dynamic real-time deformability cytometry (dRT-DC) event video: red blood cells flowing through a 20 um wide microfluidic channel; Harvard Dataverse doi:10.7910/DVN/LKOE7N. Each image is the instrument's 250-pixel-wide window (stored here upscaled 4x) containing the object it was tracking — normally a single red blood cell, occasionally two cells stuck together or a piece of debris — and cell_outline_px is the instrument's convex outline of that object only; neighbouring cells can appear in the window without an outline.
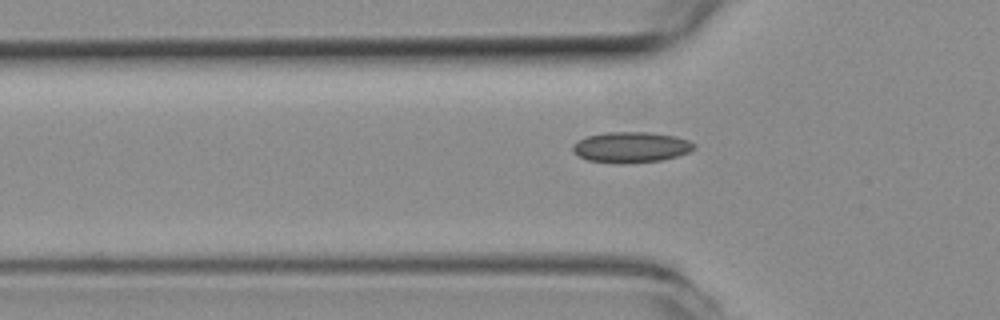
{"species": "common noctule bat (a hibernating species)", "species_latin": "Nyctalus noctula", "temperature_condition": "room temperature", "stored_images_in_passage": 27, "camera_frame_rate_fps": 3000, "um_per_image_px": 0.085, "animal": {"sex": "female", "body_mass_g": 19.3, "forearm_length_mm": 54.1}, "frame": {"image": 1, "passage_image": 5, "time_ms": 1.333, "image_size_px": [1000, 320], "cell_outline_px": [[696, 148], [688, 152], [676, 156], [660, 160], [624, 164], [620, 164], [588, 160], [572, 152], [572, 144], [588, 136], [604, 132], [652, 132], [676, 136], [688, 140], [696, 144]], "centroid_in_image_um": [53.64, 12.51], "position_along_channel_um": 72.2, "area_um2": 21.79}}
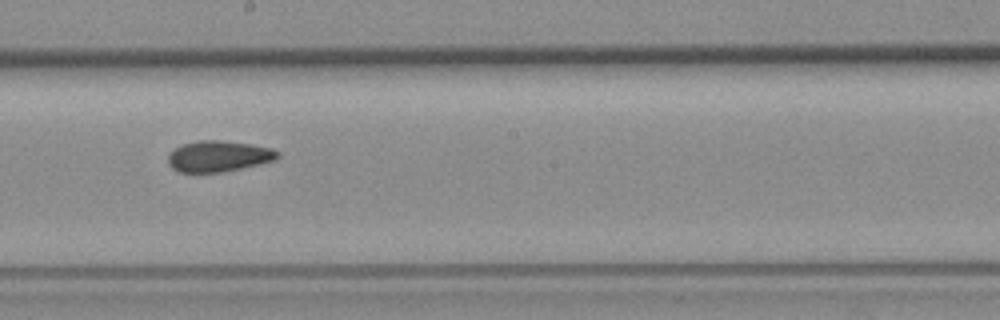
{"frame": {"image": 2, "passage_image": 17, "time_ms": 5.333, "image_size_px": [1000, 320], "cell_outline_px": [[280, 156], [276, 160], [240, 168], [220, 172], [180, 172], [172, 168], [168, 164], [168, 156], [176, 148], [184, 144], [200, 140], [220, 140], [248, 144], [272, 148], [280, 152]], "centroid_in_image_um": [18.6, 13.28], "position_along_channel_um": 229.6, "area_um2": 19.54}}
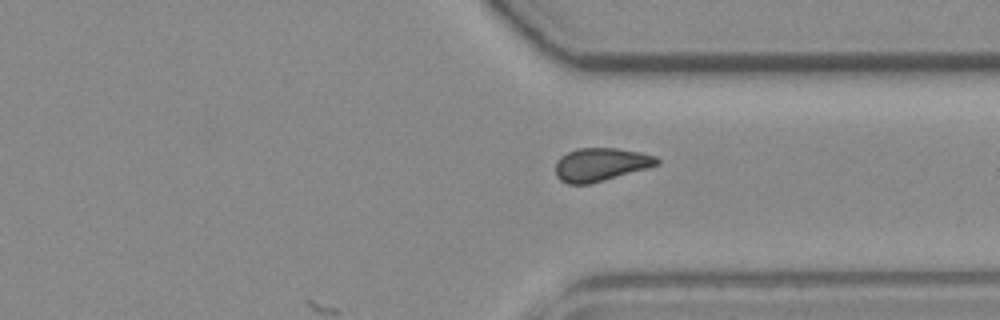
{"frame": {"image": 3, "passage_image": 27, "time_ms": 8.667, "image_size_px": [1000, 320], "cell_outline_px": [[660, 164], [604, 180], [588, 184], [568, 184], [560, 180], [556, 176], [556, 160], [560, 156], [568, 152], [580, 148], [616, 148], [640, 152], [656, 156], [660, 160]], "centroid_in_image_um": [51.05, 13.98], "position_along_channel_um": 360.4, "area_um2": 19.54}}